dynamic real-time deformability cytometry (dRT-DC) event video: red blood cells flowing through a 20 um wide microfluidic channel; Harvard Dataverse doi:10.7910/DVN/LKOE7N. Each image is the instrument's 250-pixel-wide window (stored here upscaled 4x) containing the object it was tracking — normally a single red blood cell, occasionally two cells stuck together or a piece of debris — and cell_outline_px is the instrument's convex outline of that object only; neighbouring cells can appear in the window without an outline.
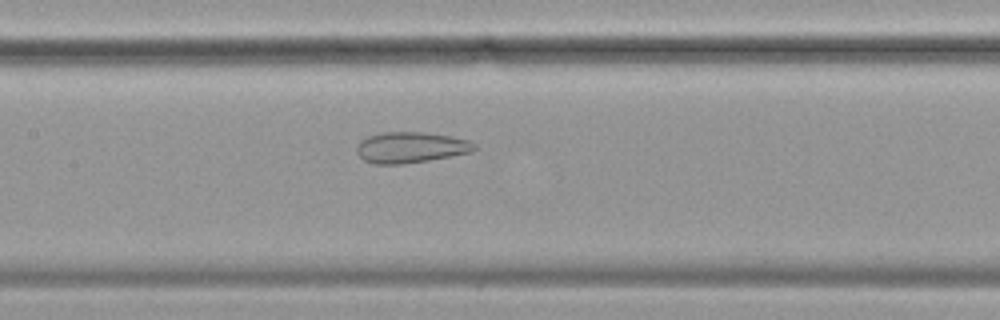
{"species": "common noctule bat (a hibernating species)", "species_latin": "Nyctalus noctula", "temperature_condition": "cold", "stored_images_in_passage": 52, "camera_frame_rate_fps": 3000, "um_per_image_px": 0.085, "animal": {"sex": "female", "body_mass_g": 19.9}, "frame": {"image": 1, "passage_image": 22, "time_ms": 7.0, "image_size_px": [1000, 320], "cell_outline_px": [[476, 148], [472, 152], [428, 160], [404, 164], [372, 164], [364, 160], [356, 152], [356, 144], [360, 140], [368, 136], [384, 132], [424, 132], [452, 136], [468, 140], [476, 144]], "centroid_in_image_um": [34.89, 12.53], "position_along_channel_um": 172.5, "area_um2": 21.33}}
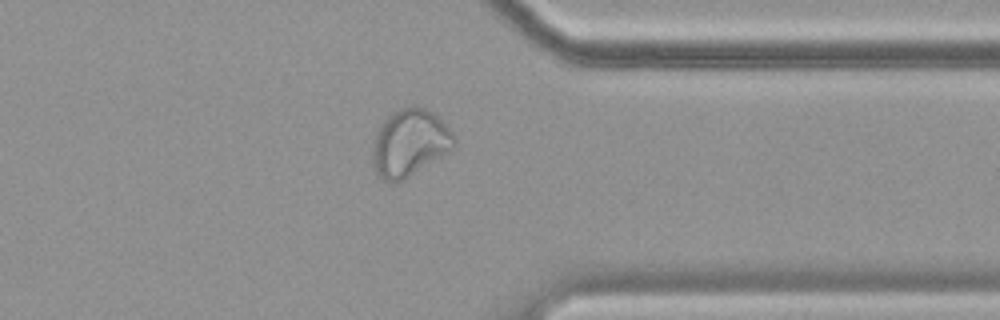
{"frame": {"image": 2, "passage_image": 40, "time_ms": 13.0, "image_size_px": [1000, 320], "cell_outline_px": [[456, 140], [448, 152], [404, 180], [392, 184], [376, 176], [372, 164], [372, 144], [376, 132], [380, 124], [392, 112], [412, 104], [416, 104], [432, 112], [452, 132]], "centroid_in_image_um": [34.76, 12.16], "position_along_channel_um": 376.6, "area_um2": 32.14}}
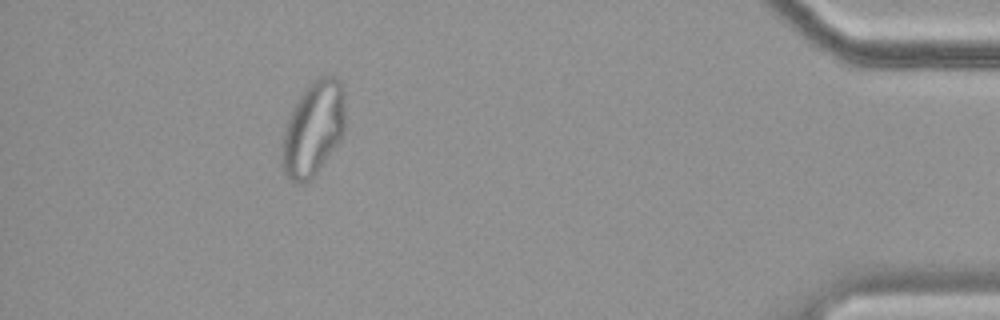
{"frame": {"image": 3, "passage_image": 47, "time_ms": 15.333, "image_size_px": [1000, 320], "cell_outline_px": [[344, 132], [340, 140], [316, 172], [304, 184], [296, 184], [284, 172], [280, 156], [280, 148], [284, 132], [288, 120], [304, 88], [312, 80], [320, 76], [336, 76], [340, 80], [344, 100]], "centroid_in_image_um": [26.61, 10.93], "position_along_channel_um": 408.6, "area_um2": 34.51}, "authors_computed_cell_mechanics": {"area_um2": 29.8248, "velocity_mm_per_s": 3.5032, "shape_relaxation_time_tau1_ms": null, "shape_relaxation_time_tau2_ms": 1.4792, "deformation_change_tau1": null, "deformation_change_tau2": 0.0773}}